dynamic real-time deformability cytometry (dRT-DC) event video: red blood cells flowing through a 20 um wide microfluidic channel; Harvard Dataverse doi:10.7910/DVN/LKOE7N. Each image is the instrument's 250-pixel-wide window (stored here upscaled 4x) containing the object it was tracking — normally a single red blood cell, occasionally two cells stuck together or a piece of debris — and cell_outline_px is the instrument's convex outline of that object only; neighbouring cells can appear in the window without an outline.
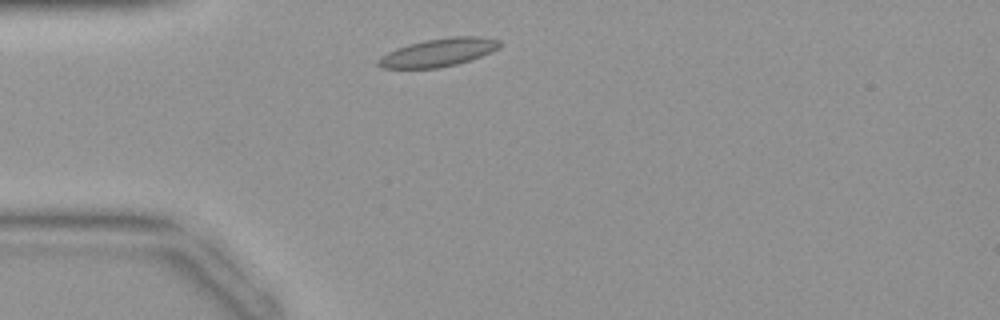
{"species": "common noctule bat (a hibernating species)", "species_latin": "Nyctalus noctula", "temperature_condition": "warm", "stored_images_in_passage": 35, "camera_frame_rate_fps": 3000, "um_per_image_px": 0.085, "animal": {"sex": "female", "body_mass_g": 19.9}, "frame": {"image": 1, "passage_image": 3, "time_ms": 0.667, "image_size_px": [1000, 320], "cell_outline_px": [[500, 48], [492, 52], [456, 64], [436, 68], [384, 68], [376, 64], [376, 60], [380, 56], [396, 48], [408, 44], [424, 40], [452, 36], [476, 36], [500, 40]], "centroid_in_image_um": [37.24, 4.45], "position_along_channel_um": 47.8, "area_um2": 19.83}}
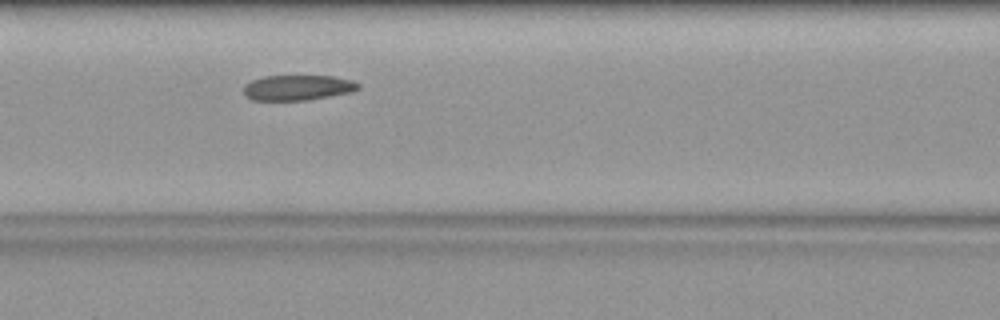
{"frame": {"image": 2, "passage_image": 10, "time_ms": 3.0, "image_size_px": [1000, 320], "cell_outline_px": [[360, 88], [352, 92], [304, 100], [252, 100], [244, 96], [244, 84], [252, 80], [264, 76], [332, 76], [352, 80], [360, 84]], "centroid_in_image_um": [25.28, 7.44], "position_along_channel_um": 141.3, "area_um2": 16.88}}
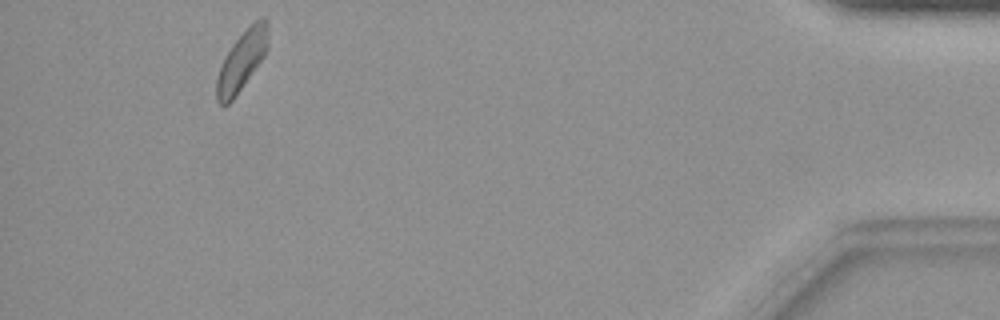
{"frame": {"image": 3, "passage_image": 32, "time_ms": 10.333, "image_size_px": [1000, 320], "cell_outline_px": [[268, 48], [264, 56], [232, 100], [228, 104], [220, 104], [216, 100], [216, 80], [224, 56], [232, 44], [256, 20], [264, 16], [268, 20]], "centroid_in_image_um": [20.56, 5.14], "position_along_channel_um": 414.6, "area_um2": 17.51}}